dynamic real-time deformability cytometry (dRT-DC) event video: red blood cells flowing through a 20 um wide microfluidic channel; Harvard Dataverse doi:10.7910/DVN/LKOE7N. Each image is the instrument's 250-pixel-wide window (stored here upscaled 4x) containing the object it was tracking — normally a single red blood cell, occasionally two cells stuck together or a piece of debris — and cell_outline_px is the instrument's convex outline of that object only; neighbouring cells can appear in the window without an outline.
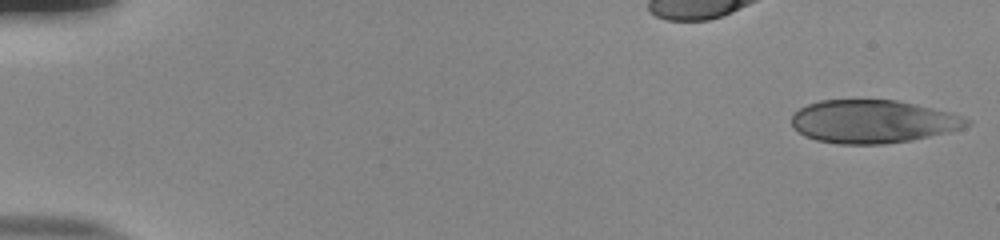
{"species": "human", "species_latin": "Homo sapiens", "temperature_condition": "room temperature", "stored_images_in_passage": 53, "camera_frame_rate_fps": 3000, "um_per_image_px": 0.085, "donor": {"sex": "male"}, "frame": {"image": 1, "passage_image": 1, "time_ms": 0.0, "image_size_px": [1000, 240], "cell_outline_px": [[972, 124], [964, 128], [948, 132], [912, 140], [884, 144], [836, 144], [816, 140], [804, 136], [792, 128], [792, 112], [808, 104], [820, 100], [896, 100], [952, 112], [964, 116], [972, 120]], "centroid_in_image_um": [74.21, 10.33], "position_along_channel_um": 10.8, "area_um2": 44.45}}
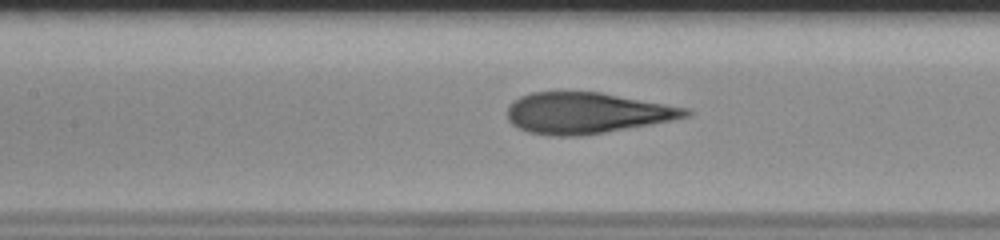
{"frame": {"image": 2, "passage_image": 25, "time_ms": 8.0, "image_size_px": [1000, 240], "cell_outline_px": [[692, 112], [688, 116], [672, 120], [604, 132], [580, 136], [552, 136], [528, 132], [512, 124], [508, 120], [508, 108], [520, 96], [532, 92], [600, 92], [688, 108]], "centroid_in_image_um": [49.86, 9.61], "position_along_channel_um": 157.5, "area_um2": 42.19}}
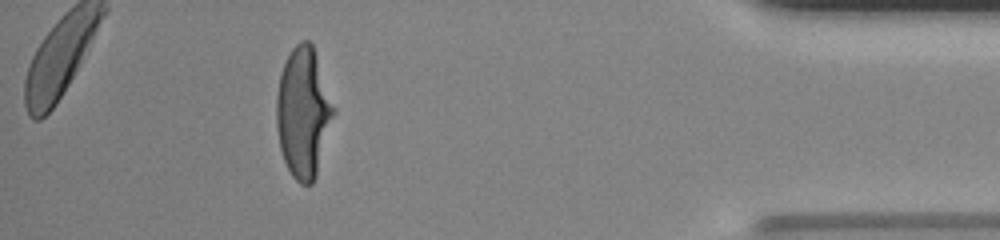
{"frame": {"image": 3, "passage_image": 48, "time_ms": 15.667, "image_size_px": [1000, 240], "cell_outline_px": [[332, 116], [316, 176], [312, 184], [300, 184], [292, 176], [284, 160], [280, 148], [276, 128], [276, 96], [280, 76], [284, 64], [292, 48], [300, 40], [308, 40], [312, 44], [316, 56], [332, 108]], "centroid_in_image_um": [25.71, 9.59], "position_along_channel_um": 409.5, "area_um2": 41.85}, "authors_computed_cell_mechanics": {"area_um2": 43.4656, "velocity_mm_per_s": 3.8603, "shape_relaxation_time_tau1_ms": 5.7378, "shape_relaxation_time_tau2_ms": 0.7616, "deformation_change_tau1": 0.2544, "deformation_change_tau2": 0.0865}}